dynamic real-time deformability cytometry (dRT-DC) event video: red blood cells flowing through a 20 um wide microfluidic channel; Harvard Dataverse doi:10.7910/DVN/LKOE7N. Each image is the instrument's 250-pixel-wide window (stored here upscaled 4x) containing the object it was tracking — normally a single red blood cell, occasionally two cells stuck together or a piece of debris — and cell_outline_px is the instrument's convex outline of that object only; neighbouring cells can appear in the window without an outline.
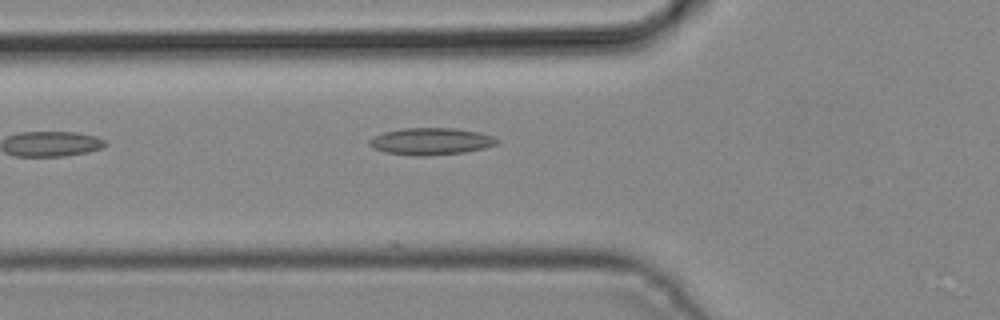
{"species": "common noctule bat (a hibernating species)", "species_latin": "Nyctalus noctula", "temperature_condition": "cold", "stored_images_in_passage": 6, "camera_frame_rate_fps": 3000, "um_per_image_px": 0.085, "animal": {"sex": "male", "body_mass_g": 19.2, "forearm_length_mm": 51.8}, "frame": {"image": 1, "passage_image": 6, "time_ms": 1.667, "image_size_px": [1000, 320], "cell_outline_px": [[500, 144], [484, 148], [464, 152], [424, 156], [416, 156], [384, 152], [372, 148], [368, 144], [368, 140], [372, 136], [384, 132], [404, 128], [452, 128], [480, 132], [492, 136], [500, 140]], "centroid_in_image_um": [36.62, 12.01], "position_along_channel_um": 89.2, "area_um2": 20.23}}